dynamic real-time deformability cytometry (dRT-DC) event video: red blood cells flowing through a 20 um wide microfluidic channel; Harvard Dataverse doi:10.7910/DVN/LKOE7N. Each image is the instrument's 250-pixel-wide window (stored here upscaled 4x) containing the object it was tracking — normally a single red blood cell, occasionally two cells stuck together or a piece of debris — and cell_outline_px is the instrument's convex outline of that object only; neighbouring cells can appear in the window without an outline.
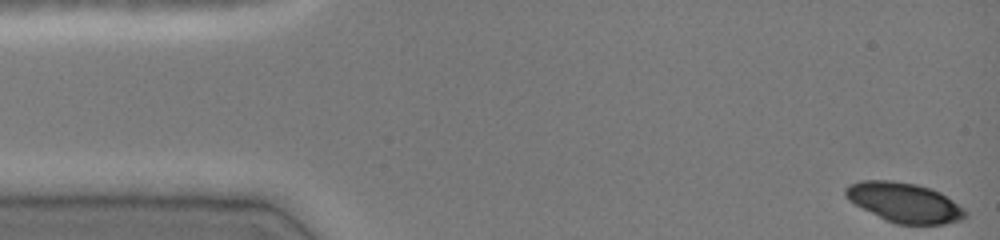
{"species": "common noctule bat (a hibernating species)", "species_latin": "Nyctalus noctula", "temperature_condition": "cold", "stored_images_in_passage": 7, "camera_frame_rate_fps": 3000, "um_per_image_px": 0.085, "animal": {"sex": "female", "body_mass_g": 19.0, "forearm_length_mm": 51.5}, "frame": {"image": 1, "passage_image": 1, "time_ms": 0.0, "image_size_px": [1000, 240], "cell_outline_px": [[968, 216], [964, 220], [944, 224], [896, 224], [884, 220], [848, 200], [844, 196], [844, 188], [848, 184], [860, 180], [892, 180], [916, 184], [932, 188], [940, 192], [964, 208], [968, 212]], "centroid_in_image_um": [76.88, 17.21], "position_along_channel_um": 8.1, "area_um2": 28.09}}